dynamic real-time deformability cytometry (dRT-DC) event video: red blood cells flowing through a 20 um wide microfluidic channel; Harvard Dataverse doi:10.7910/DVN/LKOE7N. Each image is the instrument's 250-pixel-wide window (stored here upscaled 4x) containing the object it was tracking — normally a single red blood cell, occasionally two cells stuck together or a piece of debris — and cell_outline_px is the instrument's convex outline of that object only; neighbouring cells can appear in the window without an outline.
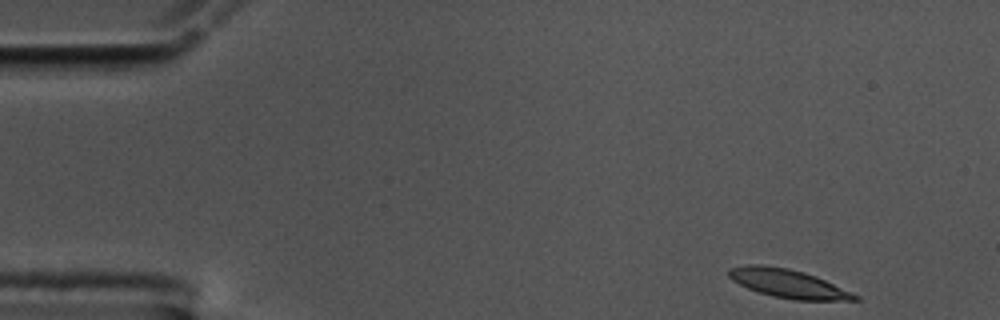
{"species": "common noctule bat (a hibernating species)", "species_latin": "Nyctalus noctula", "temperature_condition": "cold", "stored_images_in_passage": 52, "camera_frame_rate_fps": 3000, "um_per_image_px": 0.085, "animal": {"sex": "male", "body_mass_g": 17.5, "forearm_length_mm": 52.3}, "frame": {"image": 1, "passage_image": 1, "time_ms": 0.0, "image_size_px": [1000, 320], "cell_outline_px": [[860, 300], [792, 300], [772, 296], [748, 288], [732, 280], [728, 276], [728, 268], [748, 264], [760, 264], [788, 268], [804, 272], [816, 276], [852, 292], [860, 296]], "centroid_in_image_um": [66.98, 24.09], "position_along_channel_um": 18.0, "area_um2": 20.98}}
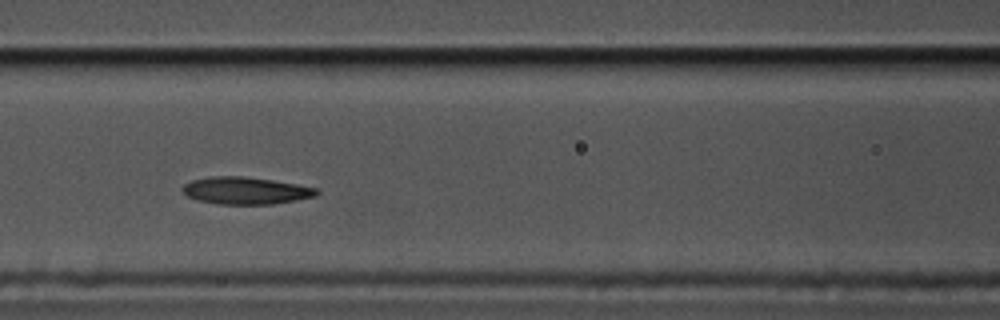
{"frame": {"image": 2, "passage_image": 20, "time_ms": 6.333, "image_size_px": [1000, 320], "cell_outline_px": [[320, 192], [316, 196], [296, 200], [272, 204], [216, 204], [200, 200], [188, 196], [180, 188], [184, 184], [192, 180], [208, 176], [244, 176], [272, 180], [296, 184], [316, 188]], "centroid_in_image_um": [20.87, 16.19], "position_along_channel_um": 145.7, "area_um2": 21.21}}
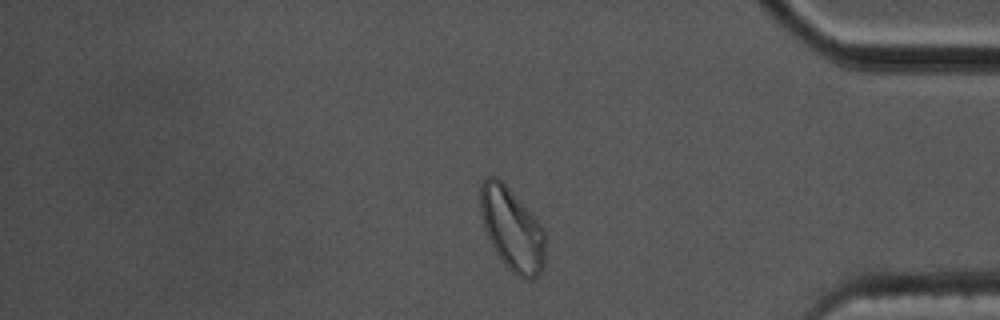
{"frame": {"image": 3, "passage_image": 43, "time_ms": 14.0, "image_size_px": [1000, 320], "cell_outline_px": [[544, 268], [532, 280], [524, 280], [512, 272], [504, 264], [496, 252], [484, 228], [480, 212], [480, 184], [488, 176], [496, 176], [508, 188], [544, 228]], "centroid_in_image_um": [43.51, 19.51], "position_along_channel_um": 391.7, "area_um2": 30.98}, "authors_computed_cell_mechanics": {"area_um2": 21.4149, "velocity_mm_per_s": 3.534, "shape_relaxation_time_tau1_ms": 4.1433, "shape_relaxation_time_tau2_ms": 3.8172, "deformation_change_tau1": 0.1347, "deformation_change_tau2": 0.1111}}